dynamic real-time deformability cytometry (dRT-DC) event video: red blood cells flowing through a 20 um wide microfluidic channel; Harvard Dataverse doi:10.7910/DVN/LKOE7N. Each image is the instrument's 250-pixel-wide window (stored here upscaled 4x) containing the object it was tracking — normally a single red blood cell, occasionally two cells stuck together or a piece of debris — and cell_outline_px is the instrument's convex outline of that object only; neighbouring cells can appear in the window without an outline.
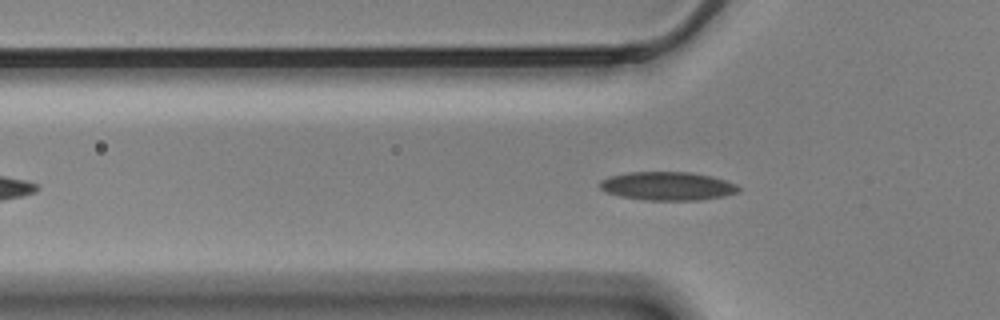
{"species": "Egyptian fruit bat (a non-hibernating species)", "species_latin": "Rousettus aegyptiacus", "temperature_condition": "cold", "stored_images_in_passage": 54, "camera_frame_rate_fps": 3000, "um_per_image_px": 0.085, "animal": {"sex": "male"}, "frame": {"image": 1, "passage_image": 14, "time_ms": 4.333, "image_size_px": [1000, 320], "cell_outline_px": [[740, 192], [724, 196], [700, 200], [644, 200], [620, 196], [604, 192], [600, 188], [600, 180], [608, 176], [628, 172], [688, 172], [708, 176], [724, 180], [736, 184], [740, 188]], "centroid_in_image_um": [56.7, 15.82], "position_along_channel_um": 69.1, "area_um2": 23.06}}
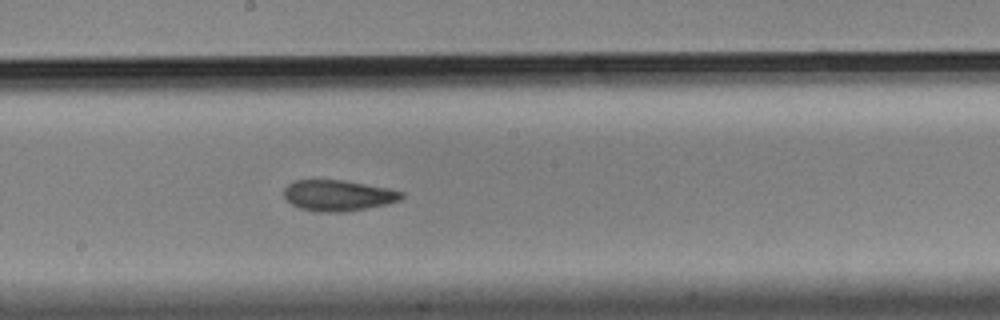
{"frame": {"image": 2, "passage_image": 27, "time_ms": 8.667, "image_size_px": [1000, 320], "cell_outline_px": [[404, 196], [400, 200], [388, 204], [348, 212], [316, 212], [300, 208], [292, 204], [284, 196], [284, 188], [288, 184], [296, 180], [344, 180], [388, 188], [404, 192]], "centroid_in_image_um": [28.76, 16.62], "position_along_channel_um": 219.4, "area_um2": 21.33}}
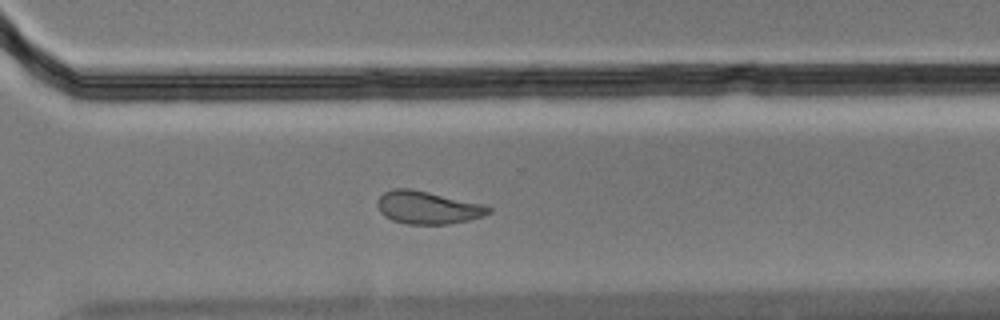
{"frame": {"image": 3, "passage_image": 37, "time_ms": 12.0, "image_size_px": [1000, 320], "cell_outline_px": [[492, 212], [468, 220], [448, 224], [408, 224], [392, 220], [384, 216], [380, 212], [376, 204], [376, 200], [384, 192], [392, 188], [408, 188], [428, 192], [484, 204], [492, 208]], "centroid_in_image_um": [36.32, 17.64], "position_along_channel_um": 334.3, "area_um2": 21.21}, "authors_computed_cell_mechanics": {"area_um2": 21.8484, "velocity_mm_per_s": 3.4475, "shape_relaxation_time_tau1_ms": 4.8971, "shape_relaxation_time_tau2_ms": 2.9862, "deformation_change_tau1": 0.1207, "deformation_change_tau2": 0.0797}}